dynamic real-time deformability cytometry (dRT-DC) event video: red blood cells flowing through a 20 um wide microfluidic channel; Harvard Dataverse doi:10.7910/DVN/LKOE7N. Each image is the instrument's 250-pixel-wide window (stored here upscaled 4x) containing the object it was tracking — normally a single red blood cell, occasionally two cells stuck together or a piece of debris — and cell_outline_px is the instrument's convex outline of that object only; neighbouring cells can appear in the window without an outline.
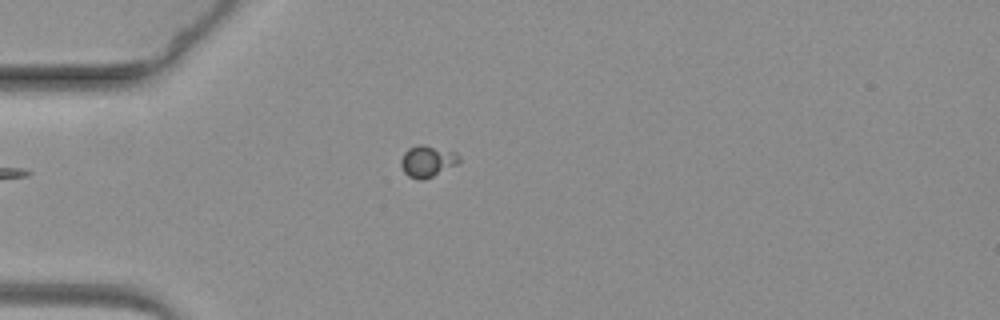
{"species": "common noctule bat (a hibernating species)", "species_latin": "Nyctalus noctula", "temperature_condition": "warm", "stored_images_in_passage": 15, "camera_frame_rate_fps": 3000, "um_per_image_px": 0.085, "animal": {"sex": "female", "body_mass_g": 19.3, "forearm_length_mm": 54.1}, "frame": {"image": 1, "passage_image": 1, "time_ms": 0.0, "image_size_px": [1000, 320], "cell_outline_px": [[460, 160], [456, 164], [424, 180], [420, 180], [408, 176], [404, 172], [400, 164], [400, 160], [404, 152], [408, 148], [420, 144], [424, 144], [456, 152], [460, 156]], "centroid_in_image_um": [36.3, 13.69], "position_along_channel_um": 48.7, "area_um2": 10.64}}
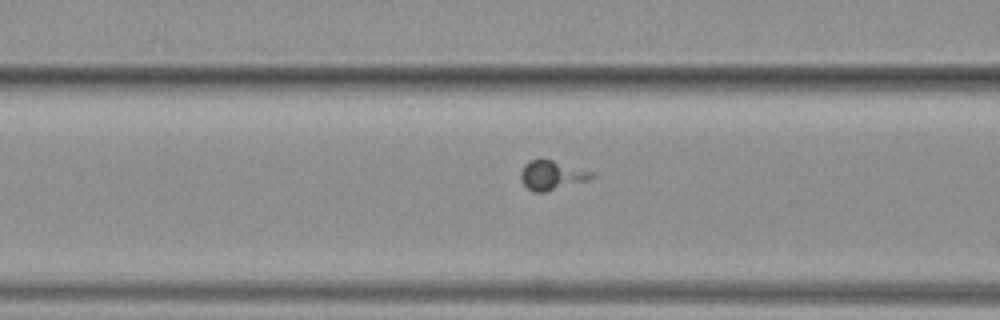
{"frame": {"image": 2, "passage_image": 9, "time_ms": 2.667, "image_size_px": [1000, 320], "cell_outline_px": [[600, 176], [588, 180], [544, 192], [532, 192], [520, 180], [520, 172], [524, 164], [528, 160], [552, 160], [596, 172]], "centroid_in_image_um": [46.95, 14.89], "position_along_channel_um": 119.6, "area_um2": 12.25}}
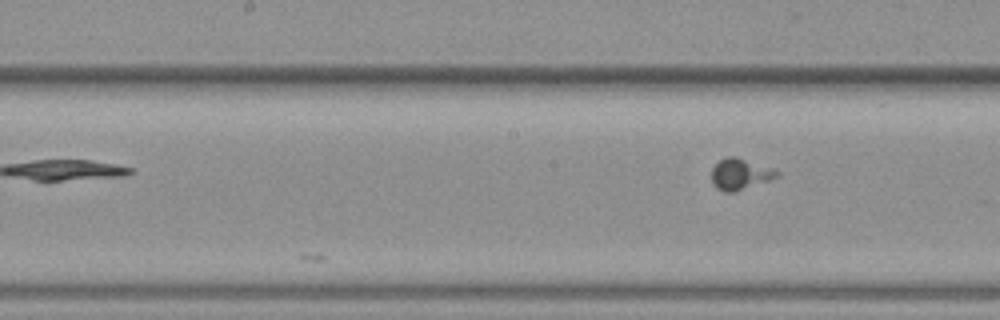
{"frame": {"image": 3, "passage_image": 15, "time_ms": 4.667, "image_size_px": [1000, 320], "cell_outline_px": [[780, 176], [736, 192], [724, 192], [716, 188], [712, 184], [712, 168], [720, 160], [728, 156], [736, 156], [776, 168], [780, 172]], "centroid_in_image_um": [62.95, 14.79], "position_along_channel_um": 185.2, "area_um2": 12.14}}